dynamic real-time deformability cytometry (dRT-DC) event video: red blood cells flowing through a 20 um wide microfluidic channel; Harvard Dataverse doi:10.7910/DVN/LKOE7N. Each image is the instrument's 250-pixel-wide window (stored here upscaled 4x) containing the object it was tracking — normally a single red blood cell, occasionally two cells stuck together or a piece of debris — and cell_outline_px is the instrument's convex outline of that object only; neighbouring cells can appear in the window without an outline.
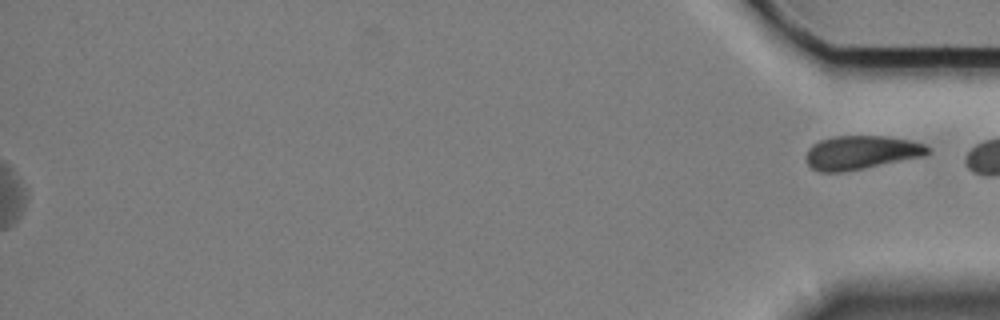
{"species": "Egyptian fruit bat (a non-hibernating species)", "species_latin": "Rousettus aegyptiacus", "temperature_condition": "cold", "stored_images_in_passage": 55, "segment_of_instrument_passage": [2, 2], "camera_frame_rate_fps": 3000, "um_per_image_px": 0.085, "animal": {"sex": "female"}, "frame": {"image": 1, "passage_image": 55, "time_ms": 18.0, "image_size_px": [1000, 320], "cell_outline_px": [[932, 152], [924, 156], [844, 172], [820, 172], [812, 168], [808, 164], [808, 148], [812, 144], [820, 140], [836, 136], [884, 136], [912, 140], [924, 144], [932, 148]], "centroid_in_image_um": [73.25, 12.96], "position_along_channel_um": 361.9, "area_um2": 23.93}}